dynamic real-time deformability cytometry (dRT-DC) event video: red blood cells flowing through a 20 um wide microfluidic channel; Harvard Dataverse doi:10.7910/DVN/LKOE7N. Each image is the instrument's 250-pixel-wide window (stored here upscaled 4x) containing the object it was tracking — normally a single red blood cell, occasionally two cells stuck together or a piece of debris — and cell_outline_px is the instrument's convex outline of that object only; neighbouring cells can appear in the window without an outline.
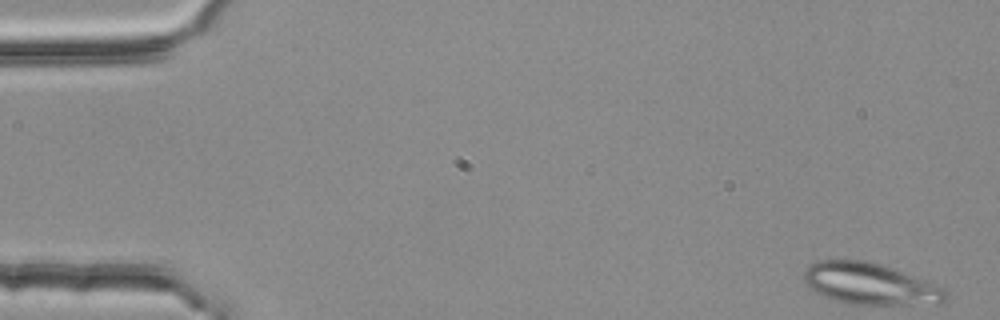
{"species": "common noctule bat (a hibernating species)", "species_latin": "Nyctalus noctula", "temperature_condition": "room temperature", "stored_images_in_passage": 3, "camera_frame_rate_fps": 3000, "um_per_image_px": 0.085, "animal": {"sex": "female", "body_mass_g": 25.1}, "frame": {"image": 1, "passage_image": 1, "time_ms": 0.0, "image_size_px": [1000, 320], "cell_outline_px": [[948, 296], [940, 304], [848, 304], [824, 296], [812, 288], [804, 280], [804, 272], [816, 260], [868, 260], [928, 280], [944, 288], [948, 292]], "centroid_in_image_um": [74.02, 24.12], "position_along_channel_um": 11.0, "area_um2": 34.16}}